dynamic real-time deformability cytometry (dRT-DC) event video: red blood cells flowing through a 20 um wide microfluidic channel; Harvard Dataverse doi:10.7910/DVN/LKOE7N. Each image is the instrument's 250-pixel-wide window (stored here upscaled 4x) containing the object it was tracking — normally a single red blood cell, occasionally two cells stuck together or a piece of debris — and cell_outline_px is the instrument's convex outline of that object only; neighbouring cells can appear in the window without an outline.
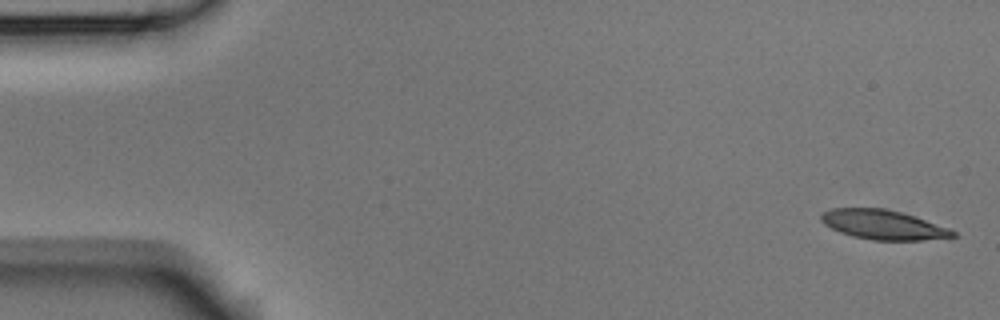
{"species": "Egyptian fruit bat (a non-hibernating species)", "species_latin": "Rousettus aegyptiacus", "temperature_condition": "room temperature", "stored_images_in_passage": 4, "camera_frame_rate_fps": 3000, "um_per_image_px": 0.085, "animal": {"sex": "male"}, "frame": {"image": 1, "passage_image": 1, "time_ms": 0.0, "image_size_px": [1000, 320], "cell_outline_px": [[960, 236], [920, 240], [872, 240], [852, 236], [840, 232], [824, 224], [820, 220], [820, 216], [824, 212], [832, 208], [884, 208], [900, 212], [948, 228], [956, 232]], "centroid_in_image_um": [75.05, 19.11], "position_along_channel_um": 10.0, "area_um2": 22.37}}
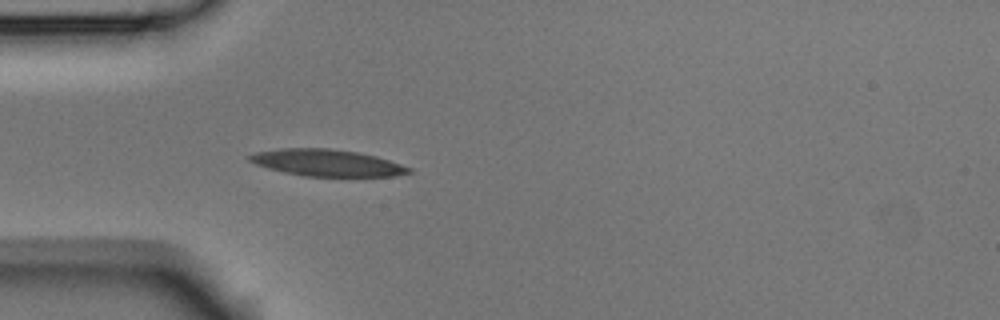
{"frame": {"image": 2, "passage_image": 4, "time_ms": 1.0, "image_size_px": [1000, 320], "cell_outline_px": [[412, 172], [396, 176], [304, 176], [284, 172], [268, 168], [256, 164], [248, 160], [248, 156], [256, 152], [280, 148], [328, 148], [356, 152], [376, 156], [412, 168]], "centroid_in_image_um": [27.78, 13.84], "position_along_channel_um": 57.2, "area_um2": 24.68}}